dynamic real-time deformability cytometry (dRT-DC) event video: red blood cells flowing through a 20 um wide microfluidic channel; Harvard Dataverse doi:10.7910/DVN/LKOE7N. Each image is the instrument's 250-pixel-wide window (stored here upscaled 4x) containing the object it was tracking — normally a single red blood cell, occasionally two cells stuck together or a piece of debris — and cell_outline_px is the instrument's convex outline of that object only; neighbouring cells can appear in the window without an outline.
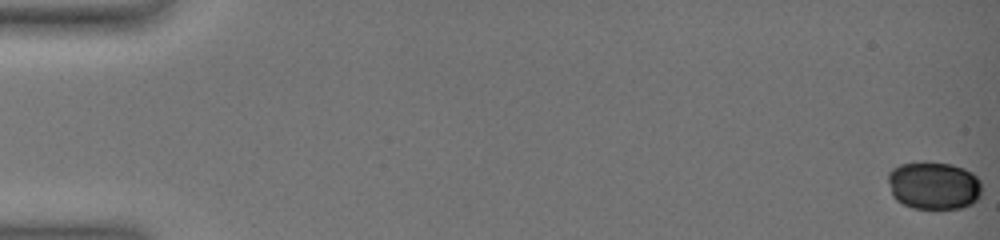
{"species": "common noctule bat (a hibernating species)", "species_latin": "Nyctalus noctula", "temperature_condition": "warm", "stored_images_in_passage": 72, "camera_frame_rate_fps": 3000, "um_per_image_px": 0.085, "animal": {"sex": "female", "body_mass_g": 19.0, "forearm_length_mm": 51.5}, "frame": {"image": 1, "passage_image": 1, "time_ms": 0.0, "image_size_px": [1000, 240], "cell_outline_px": [[980, 196], [972, 204], [960, 208], [912, 208], [896, 200], [892, 196], [888, 180], [888, 172], [892, 168], [900, 164], [920, 160], [924, 160], [952, 164], [964, 168], [972, 172], [980, 180]], "centroid_in_image_um": [79.34, 15.73], "position_along_channel_um": 5.7, "area_um2": 26.59}}
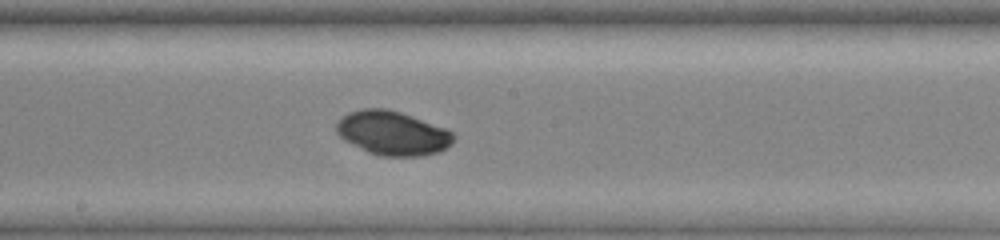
{"frame": {"image": 2, "passage_image": 46, "time_ms": 11.0, "image_size_px": [1000, 240], "cell_outline_px": [[456, 140], [452, 144], [440, 152], [424, 156], [380, 156], [368, 152], [344, 140], [336, 132], [336, 124], [340, 116], [348, 112], [360, 108], [388, 108], [448, 128], [456, 136]], "centroid_in_image_um": [33.39, 11.31], "position_along_channel_um": 214.8, "area_um2": 30.63}}
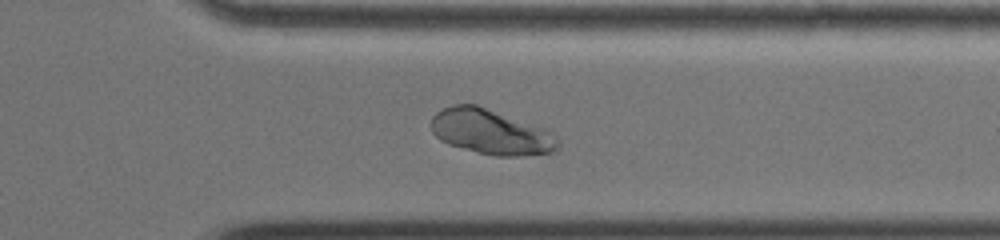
{"frame": {"image": 3, "passage_image": 62, "time_ms": 15.333, "image_size_px": [1000, 240], "cell_outline_px": [[556, 152], [520, 156], [496, 156], [448, 144], [440, 140], [432, 132], [432, 116], [436, 112], [452, 104], [476, 104], [544, 128], [552, 132], [556, 136]], "centroid_in_image_um": [41.71, 11.2], "position_along_channel_um": 369.7, "area_um2": 33.0}}